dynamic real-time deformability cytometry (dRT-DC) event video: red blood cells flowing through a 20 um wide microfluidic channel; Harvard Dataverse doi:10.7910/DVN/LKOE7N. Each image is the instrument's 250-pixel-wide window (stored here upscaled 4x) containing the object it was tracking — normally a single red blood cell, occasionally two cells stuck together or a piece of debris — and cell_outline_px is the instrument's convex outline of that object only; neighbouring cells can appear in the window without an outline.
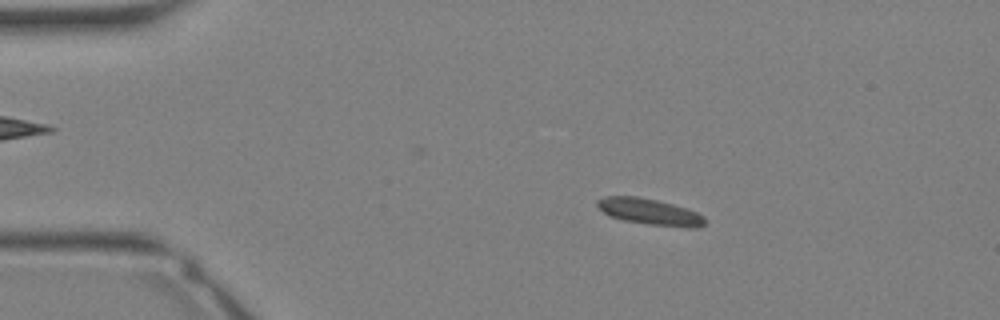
{"species": "Egyptian fruit bat (a non-hibernating species)", "species_latin": "Rousettus aegyptiacus", "temperature_condition": "warm", "stored_images_in_passage": 34, "camera_frame_rate_fps": 3000, "um_per_image_px": 0.085, "animal": {"sex": "female"}, "frame": {"image": 1, "passage_image": 6, "time_ms": 1.667, "image_size_px": [1000, 320], "cell_outline_px": [[704, 224], [696, 228], [688, 228], [648, 224], [624, 220], [608, 216], [596, 204], [596, 200], [604, 196], [636, 196], [656, 200], [672, 204], [696, 212], [704, 216]], "centroid_in_image_um": [55.19, 18.0], "position_along_channel_um": 29.8, "area_um2": 16.3}}
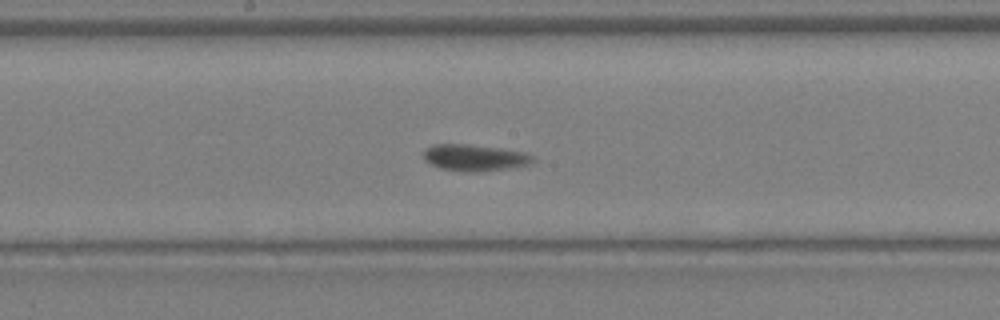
{"frame": {"image": 2, "passage_image": 18, "time_ms": 5.667, "image_size_px": [1000, 320], "cell_outline_px": [[536, 160], [532, 164], [512, 168], [480, 172], [464, 172], [440, 168], [424, 160], [424, 148], [436, 144], [468, 144], [500, 148], [524, 152], [532, 156]], "centroid_in_image_um": [40.37, 13.41], "position_along_channel_um": 207.8, "area_um2": 17.11}}
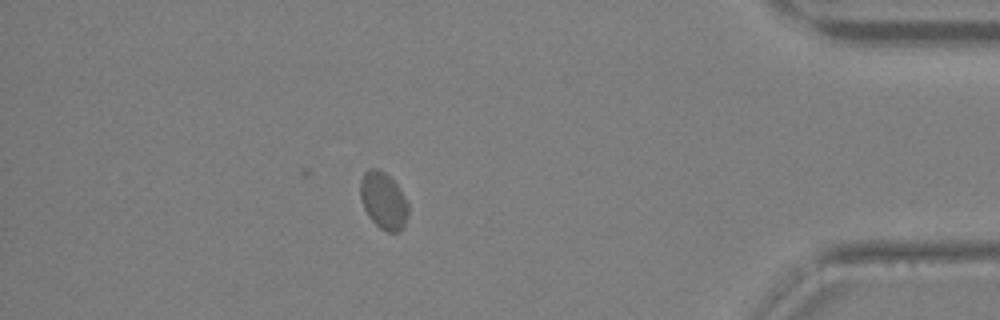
{"frame": {"image": 3, "passage_image": 30, "time_ms": 9.667, "image_size_px": [1000, 320], "cell_outline_px": [[408, 216], [400, 232], [388, 232], [380, 228], [368, 216], [364, 208], [360, 196], [360, 180], [364, 172], [368, 168], [376, 168], [384, 172], [400, 188], [408, 204]], "centroid_in_image_um": [32.58, 17.05], "position_along_channel_um": 402.6, "area_um2": 15.9}}